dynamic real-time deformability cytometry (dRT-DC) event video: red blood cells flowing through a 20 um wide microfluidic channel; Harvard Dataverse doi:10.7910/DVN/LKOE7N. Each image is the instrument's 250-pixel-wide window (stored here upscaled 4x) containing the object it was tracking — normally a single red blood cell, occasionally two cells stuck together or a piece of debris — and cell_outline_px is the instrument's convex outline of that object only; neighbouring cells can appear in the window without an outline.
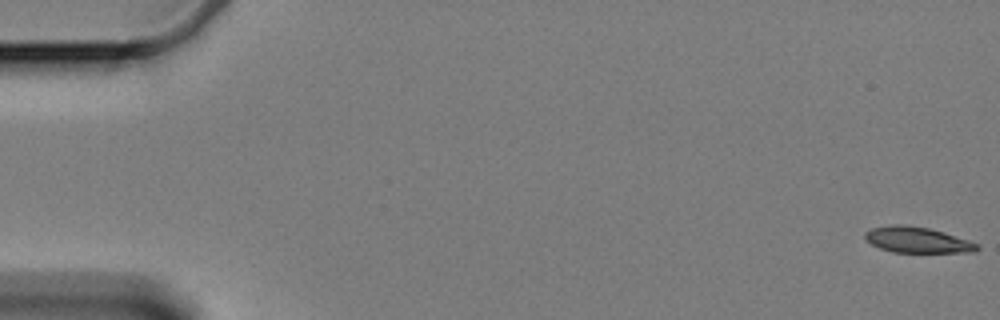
{"species": "Egyptian fruit bat (a non-hibernating species)", "species_latin": "Rousettus aegyptiacus", "temperature_condition": "cold", "stored_images_in_passage": 15, "camera_frame_rate_fps": 3000, "um_per_image_px": 0.085, "animal": {"sex": "female"}, "frame": {"image": 1, "passage_image": 1, "time_ms": 0.0, "image_size_px": [1000, 320], "cell_outline_px": [[980, 248], [976, 252], [892, 252], [880, 248], [872, 244], [864, 236], [864, 232], [872, 228], [892, 224], [904, 224], [928, 228], [944, 232], [980, 244]], "centroid_in_image_um": [77.99, 20.39], "position_along_channel_um": 7.0, "area_um2": 16.88}}
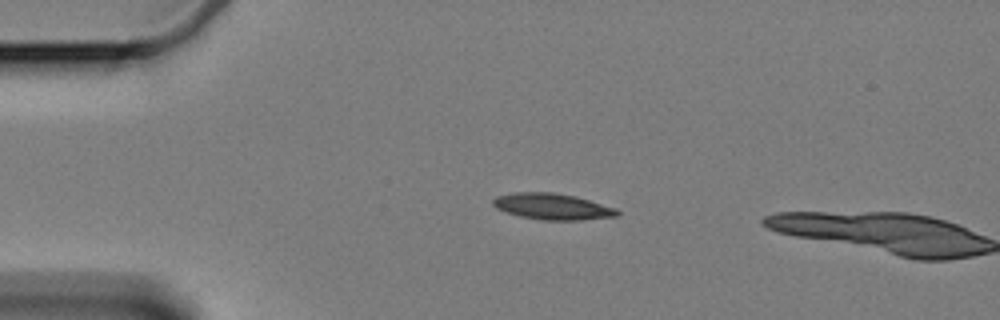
{"frame": {"image": 2, "passage_image": 14, "time_ms": 4.333, "image_size_px": [1000, 320], "cell_outline_px": [[620, 216], [580, 220], [540, 220], [520, 216], [496, 208], [492, 204], [492, 200], [496, 196], [512, 192], [552, 192], [576, 196], [616, 208], [620, 212]], "centroid_in_image_um": [46.96, 17.55], "position_along_channel_um": 38.0, "area_um2": 19.07}}